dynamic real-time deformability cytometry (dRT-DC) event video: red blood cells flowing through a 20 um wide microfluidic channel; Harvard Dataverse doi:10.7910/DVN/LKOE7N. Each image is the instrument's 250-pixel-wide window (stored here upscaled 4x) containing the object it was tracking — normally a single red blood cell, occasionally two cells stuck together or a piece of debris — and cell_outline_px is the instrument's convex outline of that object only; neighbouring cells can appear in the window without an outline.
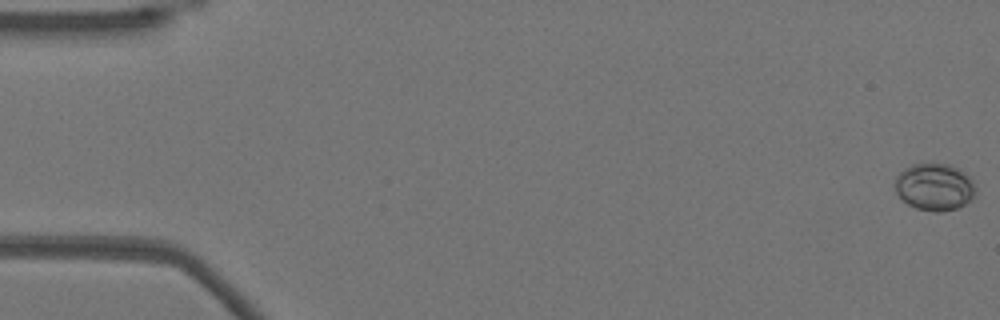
{"species": "Egyptian fruit bat (a non-hibernating species)", "species_latin": "Rousettus aegyptiacus", "temperature_condition": "warm", "stored_images_in_passage": 7, "camera_frame_rate_fps": 3000, "um_per_image_px": 0.085, "animal": {"sex": "female"}, "frame": {"image": 1, "passage_image": 1, "time_ms": 0.0, "image_size_px": [1000, 320], "cell_outline_px": [[976, 188], [972, 196], [964, 204], [956, 208], [940, 212], [936, 212], [916, 208], [908, 204], [896, 192], [892, 184], [896, 176], [904, 168], [912, 164], [948, 164], [960, 168], [972, 180]], "centroid_in_image_um": [79.39, 15.87], "position_along_channel_um": 5.6, "area_um2": 22.08}}